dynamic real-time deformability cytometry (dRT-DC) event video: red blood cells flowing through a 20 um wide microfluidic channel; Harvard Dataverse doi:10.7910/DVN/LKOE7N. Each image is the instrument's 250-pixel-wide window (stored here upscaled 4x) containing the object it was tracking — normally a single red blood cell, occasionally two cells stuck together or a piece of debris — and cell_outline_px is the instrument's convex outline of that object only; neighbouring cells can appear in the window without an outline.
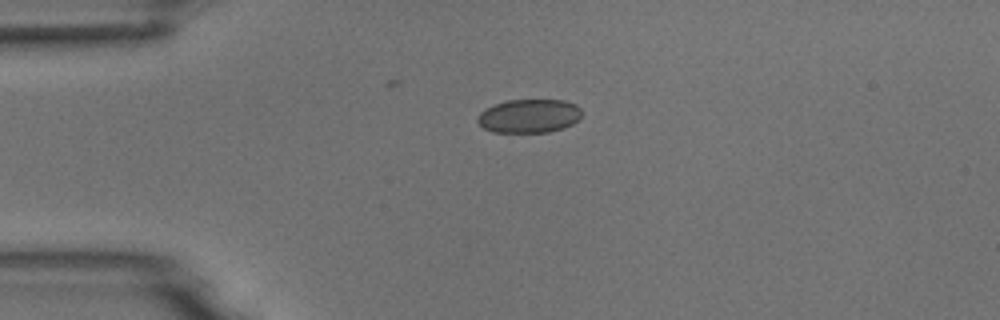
{"species": "common noctule bat (a hibernating species)", "species_latin": "Nyctalus noctula", "temperature_condition": "room temperature", "stored_images_in_passage": 2, "camera_frame_rate_fps": 3000, "um_per_image_px": 0.085, "animal": {"sex": "male", "body_mass_g": 18.8}, "frame": {"image": 1, "passage_image": 1, "time_ms": 0.0, "image_size_px": [1000, 320], "cell_outline_px": [[580, 116], [572, 124], [564, 128], [548, 132], [492, 132], [484, 128], [476, 120], [480, 112], [496, 104], [508, 100], [564, 100], [576, 104], [580, 108]], "centroid_in_image_um": [44.97, 9.86], "position_along_channel_um": 40.0, "area_um2": 20.29}}